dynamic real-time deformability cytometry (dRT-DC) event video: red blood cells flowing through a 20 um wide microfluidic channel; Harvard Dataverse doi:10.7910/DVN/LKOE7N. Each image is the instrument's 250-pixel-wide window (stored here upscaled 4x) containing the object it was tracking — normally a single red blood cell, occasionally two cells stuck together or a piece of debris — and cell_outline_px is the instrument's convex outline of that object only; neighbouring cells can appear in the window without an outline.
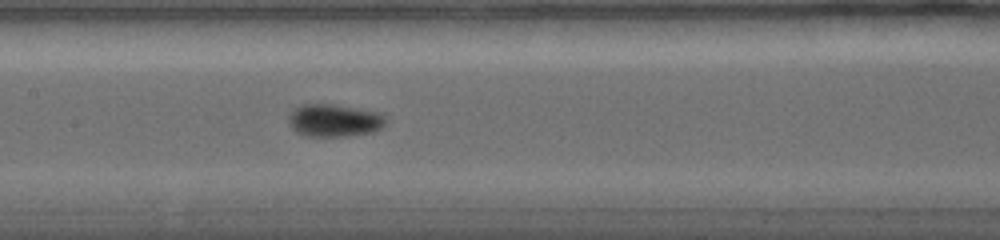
{"species": "common noctule bat (a hibernating species)", "species_latin": "Nyctalus noctula", "temperature_condition": "warm", "stored_images_in_passage": 9, "camera_frame_rate_fps": 5000, "um_per_image_px": 0.085, "animal": {"sex": "female", "body_mass_g": 19.0, "forearm_length_mm": 56.7}, "frame": {"image": 1, "passage_image": 8, "time_ms": 5.6, "image_size_px": [1000, 240], "cell_outline_px": [[384, 124], [380, 128], [372, 132], [348, 136], [304, 136], [296, 132], [288, 124], [288, 116], [300, 104], [332, 104], [380, 112], [384, 116]], "centroid_in_image_um": [28.37, 10.24], "position_along_channel_um": 179.0, "area_um2": 18.44}}
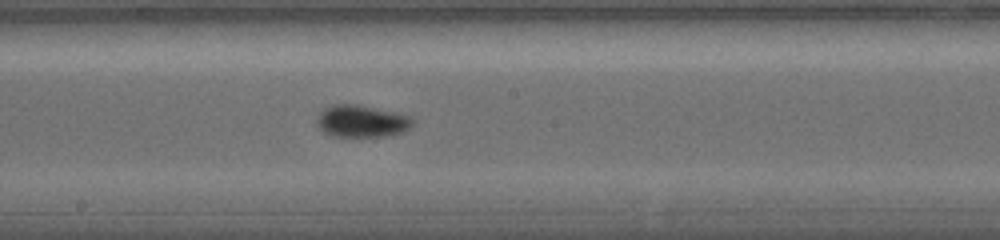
{"frame": {"image": 2, "passage_image": 9, "time_ms": 6.6, "image_size_px": [1000, 240], "cell_outline_px": [[412, 124], [404, 132], [384, 136], [332, 136], [324, 132], [316, 124], [316, 120], [320, 112], [324, 108], [332, 104], [356, 104], [396, 112], [412, 116]], "centroid_in_image_um": [30.72, 10.29], "position_along_channel_um": 217.5, "area_um2": 17.92}}